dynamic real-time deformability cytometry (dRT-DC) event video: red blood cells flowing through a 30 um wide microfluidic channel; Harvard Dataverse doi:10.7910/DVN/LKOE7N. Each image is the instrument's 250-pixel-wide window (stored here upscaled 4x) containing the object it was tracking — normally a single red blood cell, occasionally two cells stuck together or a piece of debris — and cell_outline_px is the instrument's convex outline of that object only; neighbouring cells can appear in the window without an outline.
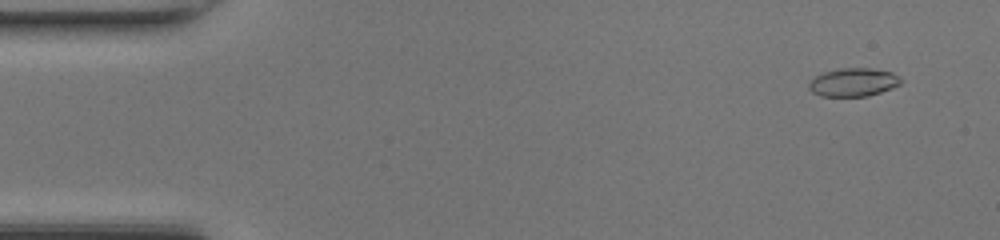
{"species": "common noctule bat (a hibernating species)", "species_latin": "Nyctalus noctula", "temperature_condition": "room temperature", "stored_images_in_passage": 48, "camera_frame_rate_fps": 3000, "um_per_image_px": 0.085, "animal": {"sex": "female", "body_mass_g": 17.0, "forearm_length_mm": 48.0}, "frame": {"image": 1, "passage_image": 4, "time_ms": 1.0, "image_size_px": [1000, 240], "cell_outline_px": [[904, 80], [900, 84], [892, 88], [868, 96], [820, 96], [812, 92], [808, 88], [808, 84], [816, 76], [824, 72], [840, 68], [868, 68], [892, 72], [900, 76]], "centroid_in_image_um": [72.56, 6.99], "position_along_channel_um": 12.4, "area_um2": 15.2}}
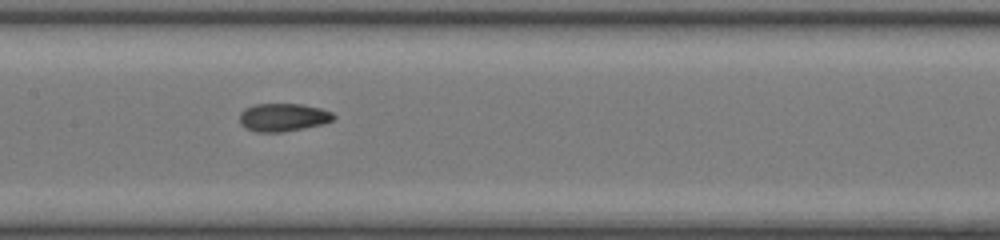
{"frame": {"image": 2, "passage_image": 24, "time_ms": 7.667, "image_size_px": [1000, 240], "cell_outline_px": [[336, 116], [332, 120], [324, 124], [304, 128], [280, 132], [256, 132], [244, 128], [240, 124], [240, 112], [244, 108], [252, 104], [300, 104], [320, 108], [332, 112]], "centroid_in_image_um": [24.03, 9.97], "position_along_channel_um": 183.4, "area_um2": 15.49}}
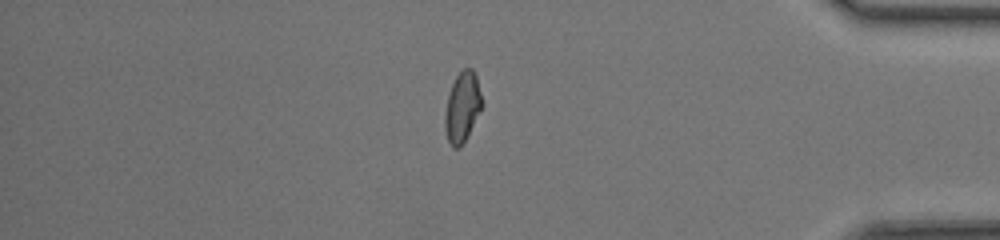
{"frame": {"image": 3, "passage_image": 41, "time_ms": 13.333, "image_size_px": [1000, 240], "cell_outline_px": [[484, 104], [460, 148], [452, 148], [448, 140], [444, 128], [444, 116], [448, 96], [452, 84], [456, 76], [464, 68], [472, 68], [476, 76]], "centroid_in_image_um": [39.3, 9.1], "position_along_channel_um": 395.9, "area_um2": 15.09}, "authors_computed_cell_mechanics": {"area_um2": 15.2592, "velocity_mm_per_s": 4.3741, "shape_relaxation_time_tau1_ms": 7.8527, "shape_relaxation_time_tau2_ms": 1.267, "deformation_change_tau1": 0.2236, "deformation_change_tau2": 0.0669}}